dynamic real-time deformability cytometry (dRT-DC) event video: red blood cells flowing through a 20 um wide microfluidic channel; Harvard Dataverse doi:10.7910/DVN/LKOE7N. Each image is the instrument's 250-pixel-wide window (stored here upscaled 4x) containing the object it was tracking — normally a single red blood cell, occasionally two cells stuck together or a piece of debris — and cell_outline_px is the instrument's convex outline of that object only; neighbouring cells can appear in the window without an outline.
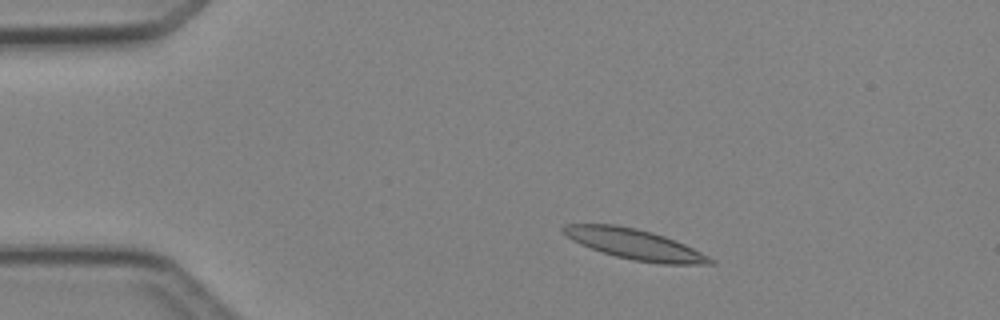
{"species": "Egyptian fruit bat (a non-hibernating species)", "species_latin": "Rousettus aegyptiacus", "temperature_condition": "cold", "stored_images_in_passage": 40, "camera_frame_rate_fps": 3000, "um_per_image_px": 0.085, "animal": {"sex": "female"}, "frame": {"image": 1, "passage_image": 1, "time_ms": 0.0, "image_size_px": [1000, 320], "cell_outline_px": [[716, 264], [660, 264], [632, 260], [616, 256], [580, 244], [572, 240], [560, 228], [564, 224], [612, 224], [636, 228], [652, 232], [664, 236], [684, 244], [716, 260]], "centroid_in_image_um": [53.97, 20.76], "position_along_channel_um": 31.0, "area_um2": 25.72}}
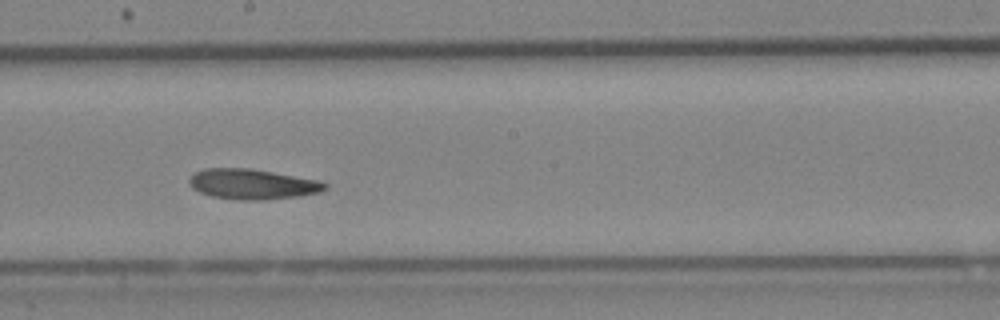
{"frame": {"image": 2, "passage_image": 19, "time_ms": 6.0, "image_size_px": [1000, 320], "cell_outline_px": [[328, 188], [320, 192], [300, 196], [260, 200], [240, 200], [212, 196], [200, 192], [192, 188], [188, 180], [196, 172], [204, 168], [248, 168], [320, 180], [328, 184]], "centroid_in_image_um": [21.48, 15.65], "position_along_channel_um": 226.7, "area_um2": 23.87}}
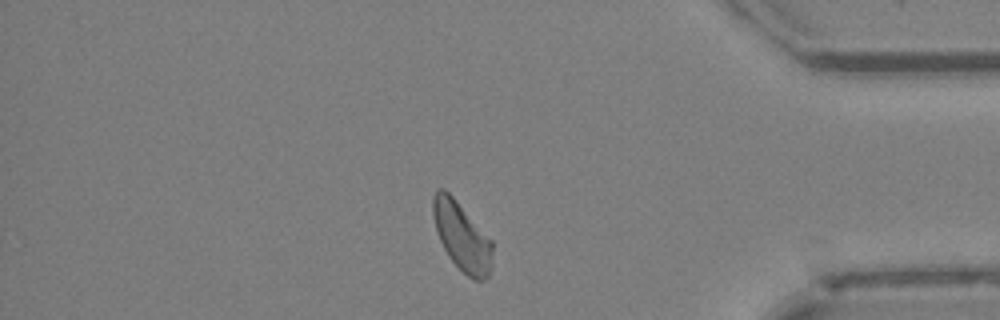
{"frame": {"image": 3, "passage_image": 33, "time_ms": 10.667, "image_size_px": [1000, 320], "cell_outline_px": [[492, 264], [488, 276], [484, 280], [472, 280], [448, 256], [436, 232], [432, 212], [432, 196], [436, 188], [444, 188], [456, 200], [492, 240]], "centroid_in_image_um": [39.24, 20.08], "position_along_channel_um": 396.0, "area_um2": 23.7}, "authors_computed_cell_mechanics": {"area_um2": 23.8136, "velocity_mm_per_s": 4.1952, "shape_relaxation_time_tau1_ms": 6.8347, "shape_relaxation_time_tau2_ms": 10.7945, "deformation_change_tau1": 0.1416, "deformation_change_tau2": 0.208}}